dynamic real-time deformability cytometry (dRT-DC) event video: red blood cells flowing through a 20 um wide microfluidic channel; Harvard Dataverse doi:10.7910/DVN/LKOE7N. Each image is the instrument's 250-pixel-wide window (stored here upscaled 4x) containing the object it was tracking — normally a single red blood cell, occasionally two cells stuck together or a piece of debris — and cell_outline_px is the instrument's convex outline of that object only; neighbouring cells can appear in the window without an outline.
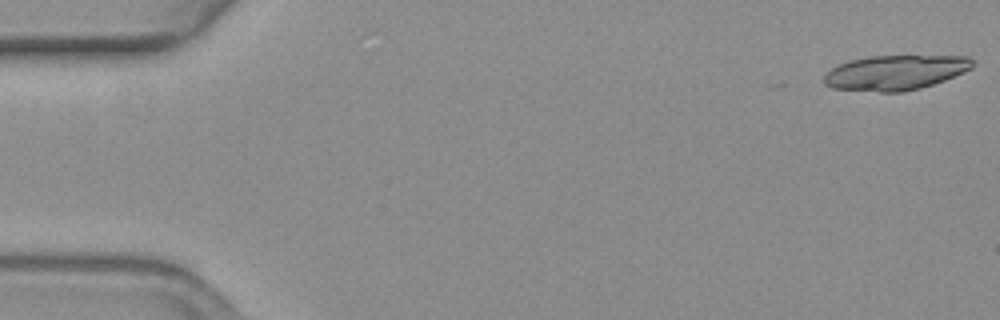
{"species": "common noctule bat (a hibernating species)", "species_latin": "Nyctalus noctula", "temperature_condition": "warm", "stored_images_in_passage": 19, "camera_frame_rate_fps": 3000, "um_per_image_px": 0.085, "animal": {"sex": "female", "body_mass_g": 19.3, "forearm_length_mm": 54.1}, "frame": {"image": 1, "passage_image": 1, "time_ms": 0.0, "image_size_px": [1000, 320], "cell_outline_px": [[972, 68], [964, 72], [944, 80], [920, 88], [904, 92], [880, 92], [832, 88], [824, 84], [824, 76], [836, 64], [848, 60], [868, 56], [968, 56], [972, 60]], "centroid_in_image_um": [76.07, 6.16], "position_along_channel_um": 8.9, "area_um2": 30.17}}